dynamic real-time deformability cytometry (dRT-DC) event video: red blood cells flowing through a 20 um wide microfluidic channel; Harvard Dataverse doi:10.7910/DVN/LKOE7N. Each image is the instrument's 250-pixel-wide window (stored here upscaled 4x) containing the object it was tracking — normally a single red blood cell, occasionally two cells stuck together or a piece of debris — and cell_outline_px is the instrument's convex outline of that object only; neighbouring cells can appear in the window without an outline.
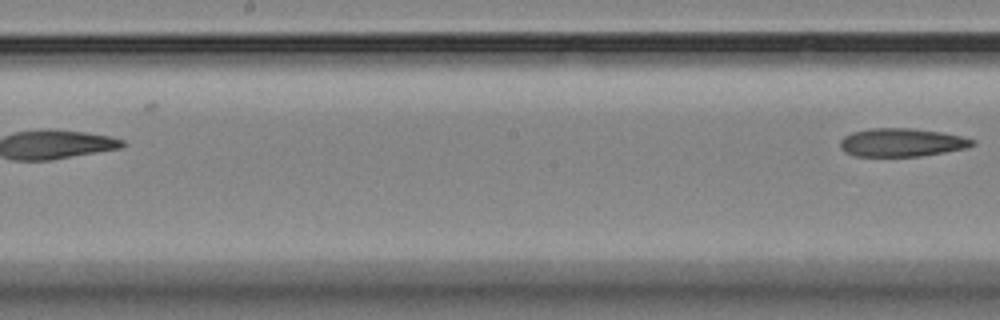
{"species": "Egyptian fruit bat (a non-hibernating species)", "species_latin": "Rousettus aegyptiacus", "temperature_condition": "room temperature", "stored_images_in_passage": 10, "segment_of_instrument_passage": [2, 2], "camera_frame_rate_fps": 3000, "um_per_image_px": 0.085, "animal": {"sex": "female"}, "frame": {"image": 1, "passage_image": 10, "time_ms": 10.667, "image_size_px": [1000, 320], "cell_outline_px": [[976, 144], [968, 148], [920, 156], [856, 156], [844, 152], [840, 148], [840, 140], [844, 136], [852, 132], [872, 128], [912, 128], [940, 132], [964, 136], [976, 140]], "centroid_in_image_um": [76.67, 12.11], "position_along_channel_um": 171.5, "area_um2": 21.96}}